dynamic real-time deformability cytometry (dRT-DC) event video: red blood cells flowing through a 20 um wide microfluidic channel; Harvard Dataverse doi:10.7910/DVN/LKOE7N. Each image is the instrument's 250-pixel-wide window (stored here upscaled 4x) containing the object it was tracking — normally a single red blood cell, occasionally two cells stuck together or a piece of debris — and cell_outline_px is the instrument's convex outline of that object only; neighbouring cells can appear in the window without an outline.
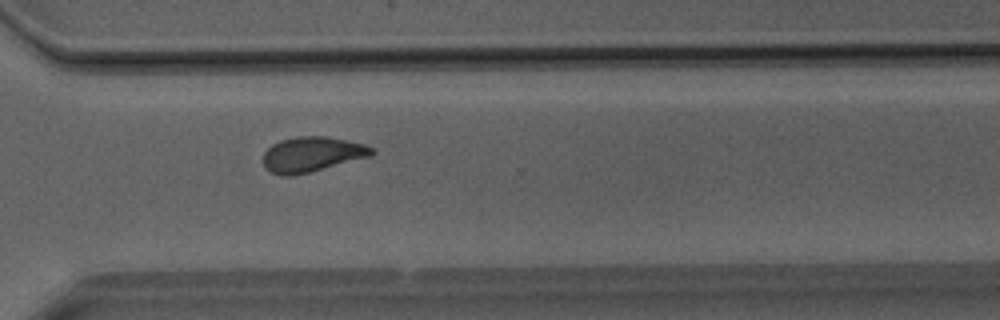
{"species": "Egyptian fruit bat (a non-hibernating species)", "species_latin": "Rousettus aegyptiacus", "temperature_condition": "room temperature", "stored_images_in_passage": 40, "camera_frame_rate_fps": 3000, "um_per_image_px": 0.085, "animal": {"sex": "male"}, "frame": {"image": 1, "passage_image": 29, "time_ms": 9.333, "image_size_px": [1000, 320], "cell_outline_px": [[376, 152], [372, 156], [308, 172], [288, 176], [280, 176], [264, 168], [264, 152], [272, 144], [280, 140], [296, 136], [328, 136], [364, 144], [372, 148]], "centroid_in_image_um": [26.51, 13.11], "position_along_channel_um": 344.1, "area_um2": 22.14}}
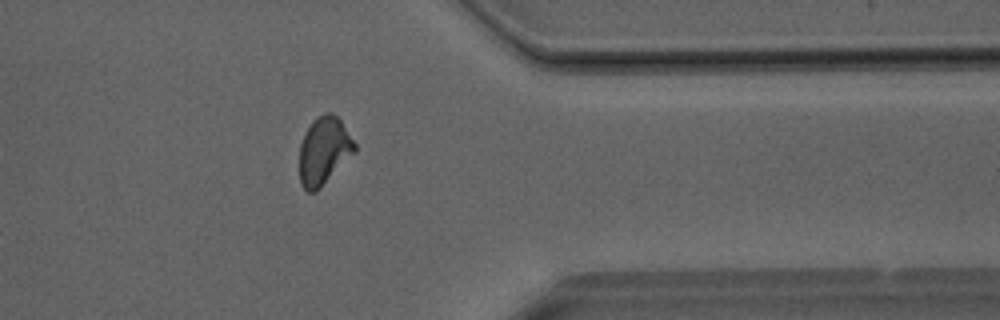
{"frame": {"image": 2, "passage_image": 32, "time_ms": 10.333, "image_size_px": [1000, 320], "cell_outline_px": [[356, 152], [316, 192], [308, 192], [300, 184], [300, 144], [304, 132], [312, 120], [316, 116], [324, 112], [332, 112], [340, 120], [356, 144]], "centroid_in_image_um": [27.53, 12.8], "position_along_channel_um": 383.9, "area_um2": 21.96}}
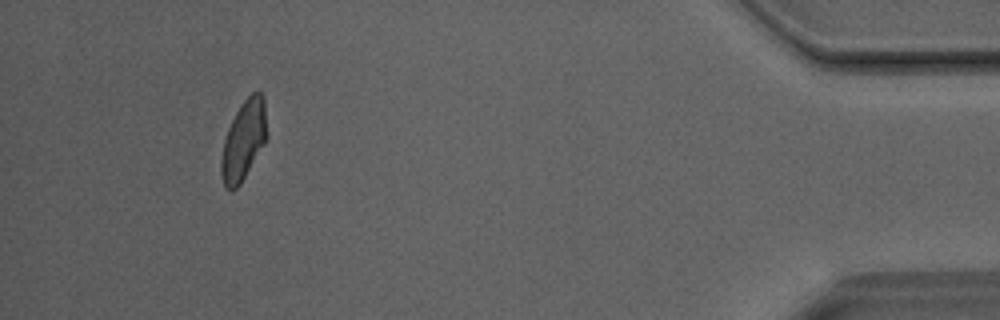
{"frame": {"image": 3, "passage_image": 37, "time_ms": 12.0, "image_size_px": [1000, 320], "cell_outline_px": [[268, 136], [264, 144], [240, 184], [232, 192], [224, 188], [220, 172], [220, 160], [224, 140], [228, 128], [240, 104], [252, 92], [260, 92], [264, 96]], "centroid_in_image_um": [20.7, 11.94], "position_along_channel_um": 414.5, "area_um2": 21.39}}